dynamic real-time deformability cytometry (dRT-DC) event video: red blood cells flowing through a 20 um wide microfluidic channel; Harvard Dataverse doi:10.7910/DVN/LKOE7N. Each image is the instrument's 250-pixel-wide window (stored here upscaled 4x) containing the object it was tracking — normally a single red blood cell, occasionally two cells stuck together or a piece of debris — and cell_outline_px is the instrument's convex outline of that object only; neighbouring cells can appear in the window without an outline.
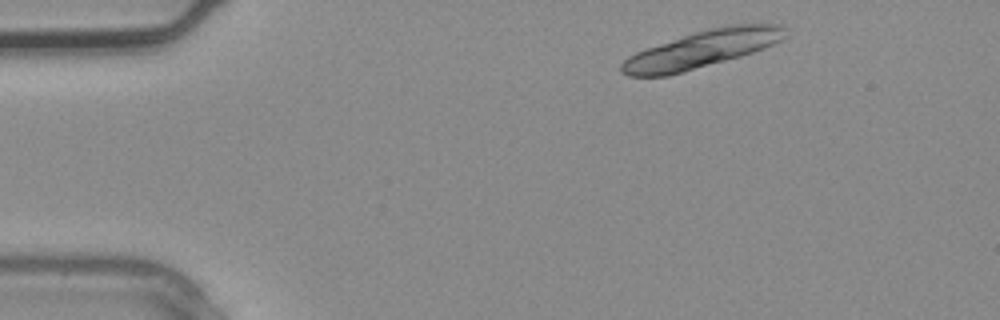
{"species": "common noctule bat (a hibernating species)", "species_latin": "Nyctalus noctula", "temperature_condition": "warm", "stored_images_in_passage": 2, "camera_frame_rate_fps": 3000, "um_per_image_px": 0.085, "animal": {"sex": "male", "body_mass_g": 20.4}, "frame": {"image": 1, "passage_image": 1, "time_ms": 0.0, "image_size_px": [1000, 320], "cell_outline_px": [[784, 36], [780, 40], [772, 44], [752, 52], [740, 56], [684, 72], [668, 76], [628, 76], [620, 72], [620, 64], [628, 56], [636, 52], [708, 28], [728, 24], [784, 24]], "centroid_in_image_um": [59.62, 4.19], "position_along_channel_um": 25.4, "area_um2": 34.97}}